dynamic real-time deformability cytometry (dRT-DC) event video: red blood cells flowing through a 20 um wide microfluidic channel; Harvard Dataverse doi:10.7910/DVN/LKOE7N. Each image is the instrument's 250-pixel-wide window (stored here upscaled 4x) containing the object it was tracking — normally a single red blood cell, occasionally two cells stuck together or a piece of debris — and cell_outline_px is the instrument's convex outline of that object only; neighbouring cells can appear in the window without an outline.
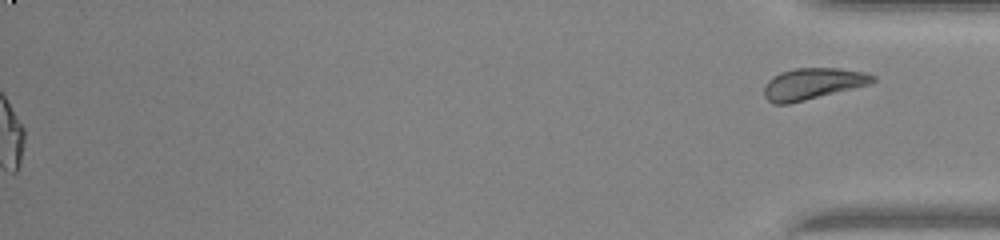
{"species": "common noctule bat (a hibernating species)", "species_latin": "Nyctalus noctula", "temperature_condition": "warm", "stored_images_in_passage": 46, "segment_of_instrument_passage": [2, 2], "camera_frame_rate_fps": 3000, "um_per_image_px": 0.085, "animal": {"sex": "male", "body_mass_g": 20.0, "forearm_length_mm": 53.3}, "frame": {"image": 1, "passage_image": 46, "time_ms": 15.0, "image_size_px": [1000, 240], "cell_outline_px": [[876, 80], [872, 84], [788, 104], [772, 104], [764, 96], [764, 88], [768, 80], [772, 76], [780, 72], [796, 68], [840, 68], [864, 72], [876, 76]], "centroid_in_image_um": [69.09, 7.11], "position_along_channel_um": 366.1, "area_um2": 20.0}}